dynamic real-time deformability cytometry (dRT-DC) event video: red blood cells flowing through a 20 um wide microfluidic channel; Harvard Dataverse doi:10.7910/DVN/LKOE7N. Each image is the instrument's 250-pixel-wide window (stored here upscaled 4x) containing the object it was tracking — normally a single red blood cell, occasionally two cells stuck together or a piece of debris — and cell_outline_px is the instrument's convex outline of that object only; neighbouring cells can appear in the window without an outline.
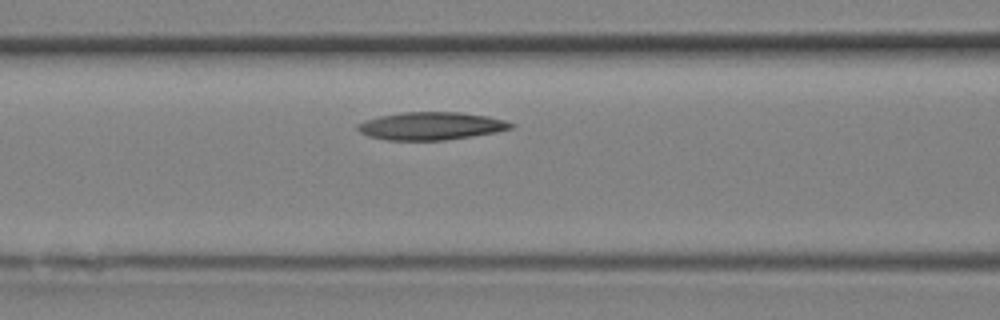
{"species": "Egyptian fruit bat (a non-hibernating species)", "species_latin": "Rousettus aegyptiacus", "temperature_condition": "room temperature", "stored_images_in_passage": 16, "camera_frame_rate_fps": 3000, "um_per_image_px": 0.085, "animal": {"sex": "female"}, "frame": {"image": 1, "passage_image": 3, "time_ms": 0.667, "image_size_px": [1000, 320], "cell_outline_px": [[516, 124], [512, 128], [496, 132], [472, 136], [444, 140], [388, 140], [368, 136], [360, 132], [356, 128], [356, 124], [364, 120], [380, 116], [404, 112], [460, 112], [488, 116], [504, 120]], "centroid_in_image_um": [36.63, 10.7], "position_along_channel_um": 130.0, "area_um2": 24.85}}
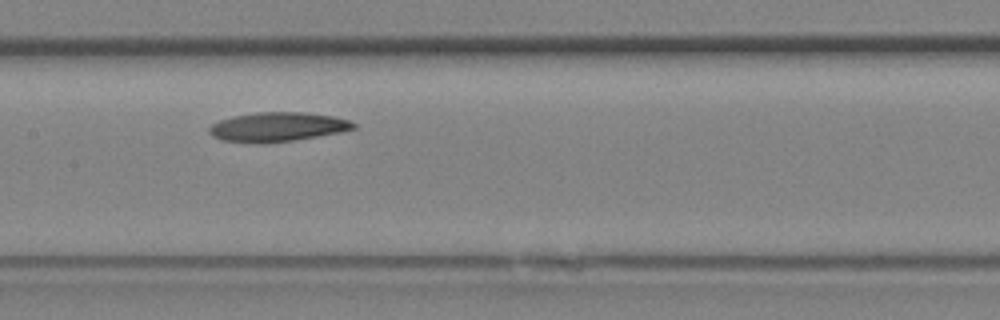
{"frame": {"image": 2, "passage_image": 5, "time_ms": 1.333, "image_size_px": [1000, 320], "cell_outline_px": [[356, 128], [340, 132], [292, 140], [264, 144], [256, 144], [224, 140], [212, 136], [208, 132], [208, 128], [212, 124], [220, 120], [236, 116], [256, 112], [304, 112], [332, 116], [348, 120], [356, 124]], "centroid_in_image_um": [23.56, 10.79], "position_along_channel_um": 183.8, "area_um2": 24.51}}
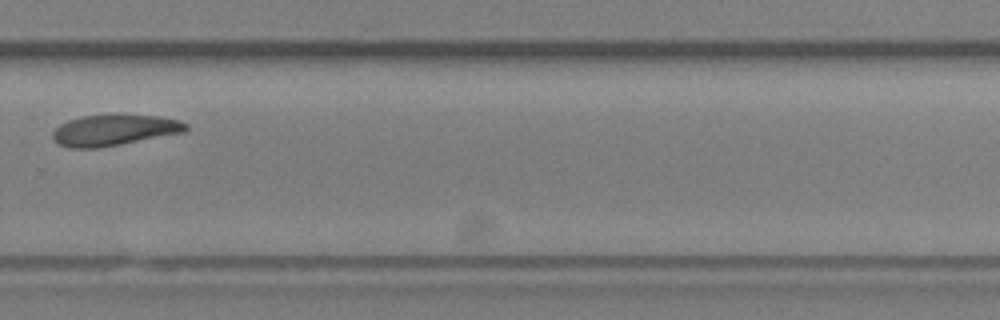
{"frame": {"image": 3, "passage_image": 10, "time_ms": 3.0, "image_size_px": [1000, 320], "cell_outline_px": [[188, 132], [100, 148], [72, 148], [60, 144], [52, 140], [52, 132], [60, 124], [68, 120], [84, 116], [160, 116], [180, 120], [188, 124]], "centroid_in_image_um": [9.75, 11.09], "position_along_channel_um": 320.1, "area_um2": 23.93}}